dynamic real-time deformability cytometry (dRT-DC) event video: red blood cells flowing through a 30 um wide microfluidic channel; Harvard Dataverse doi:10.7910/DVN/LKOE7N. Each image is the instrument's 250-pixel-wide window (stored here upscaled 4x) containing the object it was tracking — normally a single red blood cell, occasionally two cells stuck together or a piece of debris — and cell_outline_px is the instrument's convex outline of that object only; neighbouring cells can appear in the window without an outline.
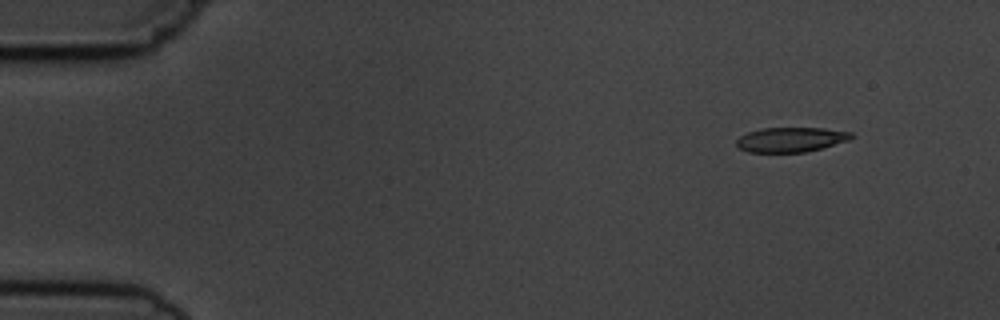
{"species": "common noctule bat (a hibernating species)", "species_latin": "Nyctalus noctula", "temperature_condition": "cold", "stored_images_in_passage": 4, "camera_frame_rate_fps": 3000, "um_per_image_px": 0.085, "animal": {"sex": "male", "body_mass_g": 19.5, "forearm_length_mm": 54.6}, "frame": {"image": 1, "passage_image": 1, "time_ms": 0.0, "image_size_px": [1000, 320], "cell_outline_px": [[856, 136], [848, 140], [820, 148], [804, 152], [748, 152], [736, 148], [736, 140], [740, 136], [748, 132], [760, 128], [824, 128], [852, 132]], "centroid_in_image_um": [67.19, 11.86], "position_along_channel_um": 17.8, "area_um2": 16.59}}
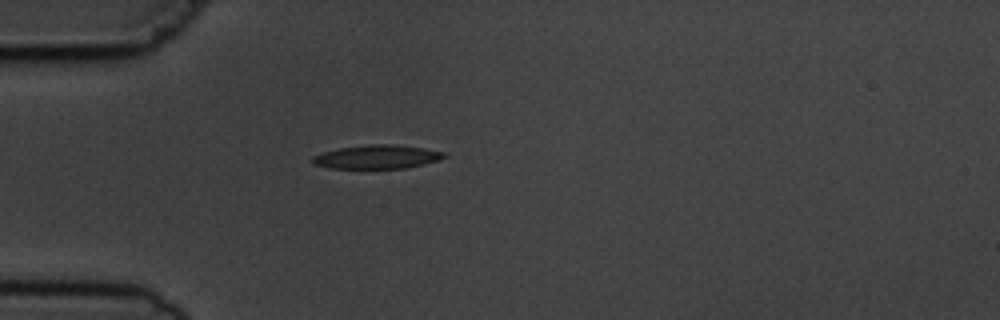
{"frame": {"image": 2, "passage_image": 4, "time_ms": 3.333, "image_size_px": [1000, 320], "cell_outline_px": [[448, 156], [424, 164], [408, 168], [332, 168], [312, 164], [312, 156], [324, 152], [340, 148], [372, 144], [392, 144], [424, 148], [448, 152]], "centroid_in_image_um": [32.09, 13.33], "position_along_channel_um": 52.9, "area_um2": 18.15}}